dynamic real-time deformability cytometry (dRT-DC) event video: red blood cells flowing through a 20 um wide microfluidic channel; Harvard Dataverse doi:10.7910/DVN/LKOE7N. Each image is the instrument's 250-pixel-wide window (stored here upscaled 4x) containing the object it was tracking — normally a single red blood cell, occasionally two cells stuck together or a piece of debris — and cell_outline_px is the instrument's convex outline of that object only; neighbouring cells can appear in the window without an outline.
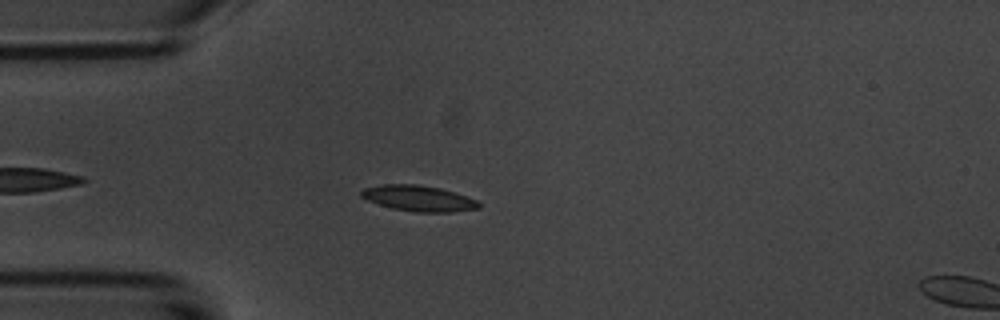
{"species": "common noctule bat (a hibernating species)", "species_latin": "Nyctalus noctula", "temperature_condition": "room temperature", "stored_images_in_passage": 2, "camera_frame_rate_fps": 3000, "um_per_image_px": 0.085, "animal": {"sex": "male", "body_mass_g": 20.1, "forearm_length_mm": 53.5}, "frame": {"image": 1, "passage_image": 2, "time_ms": 1.0, "image_size_px": [1000, 320], "cell_outline_px": [[480, 208], [452, 212], [416, 212], [392, 208], [368, 200], [360, 196], [360, 192], [364, 188], [384, 184], [416, 184], [440, 188], [476, 200], [480, 204]], "centroid_in_image_um": [35.56, 16.86], "position_along_channel_um": 49.4, "area_um2": 17.4}}